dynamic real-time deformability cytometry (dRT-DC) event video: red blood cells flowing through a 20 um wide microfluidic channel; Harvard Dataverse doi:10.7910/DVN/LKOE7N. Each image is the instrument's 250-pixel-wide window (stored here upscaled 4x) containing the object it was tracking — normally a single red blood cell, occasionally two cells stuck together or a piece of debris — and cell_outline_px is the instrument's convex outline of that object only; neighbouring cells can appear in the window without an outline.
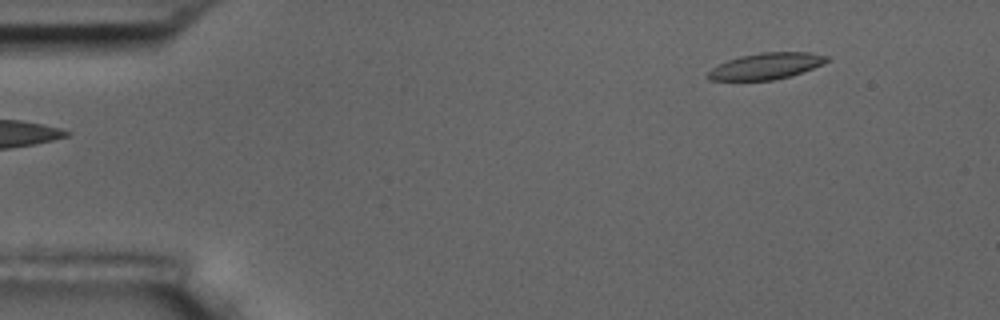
{"species": "common noctule bat (a hibernating species)", "species_latin": "Nyctalus noctula", "temperature_condition": "room temperature", "stored_images_in_passage": 3, "camera_frame_rate_fps": 3000, "um_per_image_px": 0.085, "animal": {"sex": "male", "body_mass_g": 17.5, "forearm_length_mm": 52.3}, "frame": {"image": 1, "passage_image": 1, "time_ms": 0.0, "image_size_px": [1000, 320], "cell_outline_px": [[832, 60], [812, 68], [788, 76], [772, 80], [708, 80], [704, 76], [712, 68], [728, 60], [740, 56], [760, 52], [812, 52], [828, 56]], "centroid_in_image_um": [65.11, 5.6], "position_along_channel_um": 19.9, "area_um2": 18.15}}
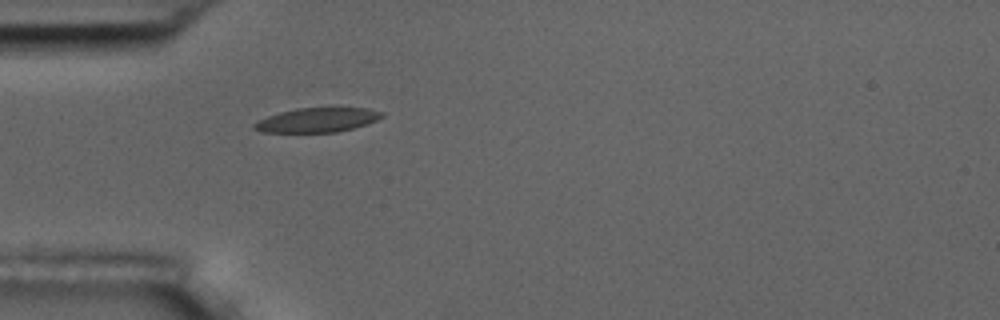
{"frame": {"image": 2, "passage_image": 3, "time_ms": 3.333, "image_size_px": [1000, 320], "cell_outline_px": [[384, 116], [376, 120], [352, 128], [336, 132], [264, 132], [252, 128], [252, 124], [256, 120], [280, 112], [296, 108], [332, 104], [368, 108], [384, 112]], "centroid_in_image_um": [27.0, 10.13], "position_along_channel_um": 58.0, "area_um2": 19.07}}